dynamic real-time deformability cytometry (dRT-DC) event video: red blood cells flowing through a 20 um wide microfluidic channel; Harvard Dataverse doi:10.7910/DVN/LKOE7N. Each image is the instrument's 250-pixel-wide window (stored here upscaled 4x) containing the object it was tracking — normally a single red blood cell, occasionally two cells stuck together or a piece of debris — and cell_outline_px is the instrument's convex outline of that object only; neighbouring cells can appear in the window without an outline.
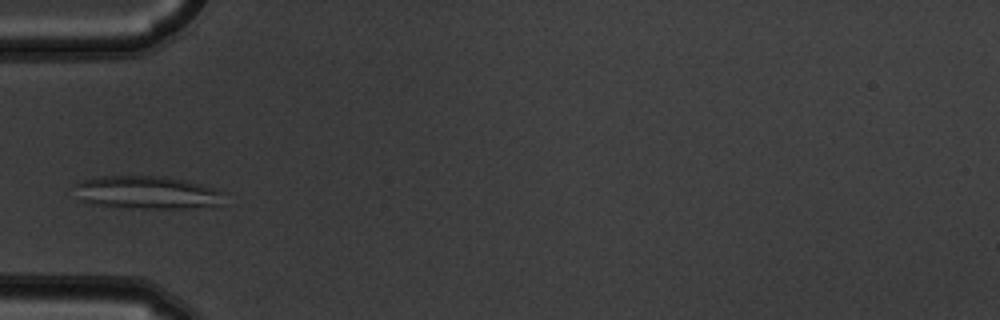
{"species": "common noctule bat (a hibernating species)", "species_latin": "Nyctalus noctula", "temperature_condition": "warm", "stored_images_in_passage": 4, "camera_frame_rate_fps": 3000, "um_per_image_px": 0.085, "animal": {"sex": "male", "body_mass_g": 19.5, "forearm_length_mm": 54.6}, "frame": {"image": 1, "passage_image": 4, "time_ms": 1.0, "image_size_px": [1000, 320], "cell_outline_px": [[224, 192], [220, 204], [188, 208], [132, 208], [100, 204], [84, 200], [72, 184], [84, 180], [104, 176], [164, 176], [188, 180], [216, 188]], "centroid_in_image_um": [12.57, 16.34], "position_along_channel_um": 72.4, "area_um2": 28.26}}